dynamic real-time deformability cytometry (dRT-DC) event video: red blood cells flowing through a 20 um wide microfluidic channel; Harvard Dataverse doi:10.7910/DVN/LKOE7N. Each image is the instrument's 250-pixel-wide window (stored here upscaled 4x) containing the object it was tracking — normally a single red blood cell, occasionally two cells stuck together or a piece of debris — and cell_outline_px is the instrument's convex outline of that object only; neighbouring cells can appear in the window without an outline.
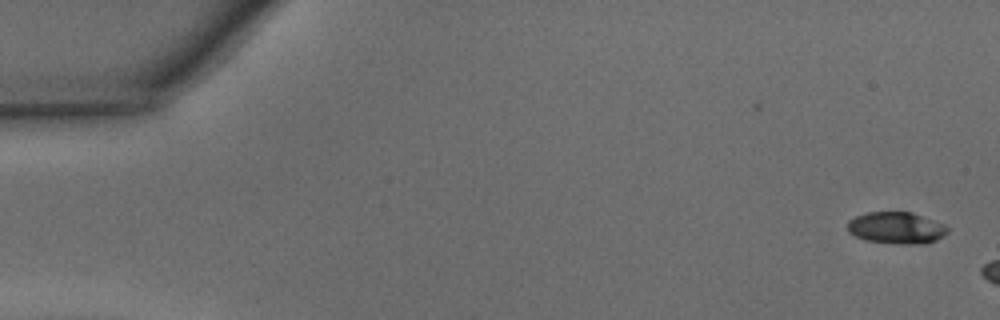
{"species": "common noctule bat (a hibernating species)", "species_latin": "Nyctalus noctula", "temperature_condition": "warm", "stored_images_in_passage": 6, "camera_frame_rate_fps": 3000, "um_per_image_px": 0.085, "animal": {"sex": "male", "body_mass_g": 15.6}, "frame": {"image": 1, "passage_image": 1, "time_ms": 0.0, "image_size_px": [1000, 320], "cell_outline_px": [[948, 232], [936, 240], [924, 244], [896, 244], [864, 240], [848, 232], [848, 220], [856, 216], [868, 212], [912, 212], [944, 224], [948, 228]], "centroid_in_image_um": [76.18, 19.38], "position_along_channel_um": 8.8, "area_um2": 18.55}}